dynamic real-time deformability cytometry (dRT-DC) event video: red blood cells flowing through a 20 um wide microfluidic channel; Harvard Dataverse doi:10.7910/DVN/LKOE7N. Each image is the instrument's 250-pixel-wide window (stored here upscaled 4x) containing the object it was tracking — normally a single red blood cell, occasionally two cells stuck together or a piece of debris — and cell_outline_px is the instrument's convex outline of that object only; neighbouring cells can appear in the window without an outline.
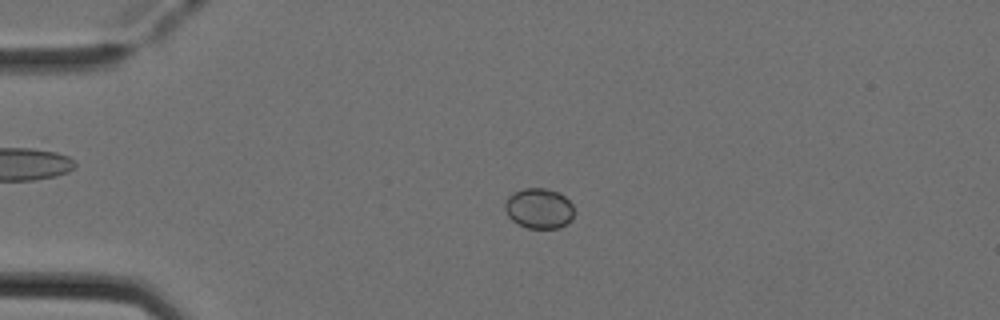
{"species": "Egyptian fruit bat (a non-hibernating species)", "species_latin": "Rousettus aegyptiacus", "temperature_condition": "cold", "stored_images_in_passage": 51, "camera_frame_rate_fps": 3000, "um_per_image_px": 0.085, "animal": {"sex": "female"}, "frame": {"image": 1, "passage_image": 12, "time_ms": 3.667, "image_size_px": [1000, 320], "cell_outline_px": [[572, 220], [560, 228], [528, 228], [516, 224], [508, 216], [504, 208], [504, 200], [512, 192], [524, 188], [544, 188], [556, 192], [564, 196], [572, 204]], "centroid_in_image_um": [45.76, 17.72], "position_along_channel_um": 39.2, "area_um2": 16.36}}
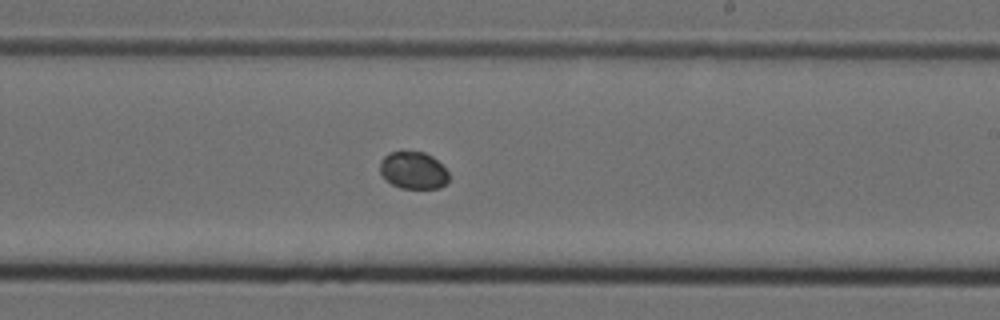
{"frame": {"image": 2, "passage_image": 31, "time_ms": 10.0, "image_size_px": [1000, 320], "cell_outline_px": [[448, 180], [440, 188], [400, 188], [384, 180], [380, 172], [380, 160], [388, 152], [400, 148], [424, 152], [432, 156], [448, 172]], "centroid_in_image_um": [35.06, 14.43], "position_along_channel_um": 253.9, "area_um2": 15.43}}
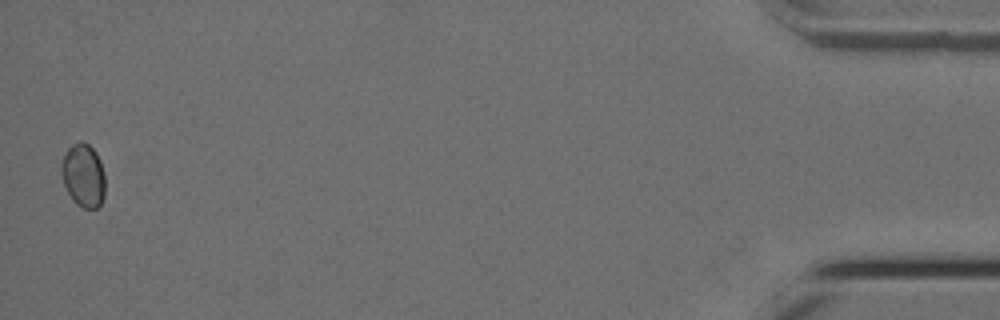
{"frame": {"image": 3, "passage_image": 51, "time_ms": 16.667, "image_size_px": [1000, 320], "cell_outline_px": [[104, 196], [100, 204], [96, 208], [84, 208], [76, 204], [72, 200], [64, 184], [60, 172], [64, 156], [68, 148], [72, 144], [80, 140], [88, 144], [96, 152], [100, 160], [104, 176]], "centroid_in_image_um": [7.08, 14.9], "position_along_channel_um": 428.1, "area_um2": 16.07}, "authors_computed_cell_mechanics": {"area_um2": 15.895, "velocity_mm_per_s": 3.921, "shape_relaxation_time_tau1_ms": null, "shape_relaxation_time_tau2_ms": 8.3038, "deformation_change_tau1": null, "deformation_change_tau2": 0.019}}